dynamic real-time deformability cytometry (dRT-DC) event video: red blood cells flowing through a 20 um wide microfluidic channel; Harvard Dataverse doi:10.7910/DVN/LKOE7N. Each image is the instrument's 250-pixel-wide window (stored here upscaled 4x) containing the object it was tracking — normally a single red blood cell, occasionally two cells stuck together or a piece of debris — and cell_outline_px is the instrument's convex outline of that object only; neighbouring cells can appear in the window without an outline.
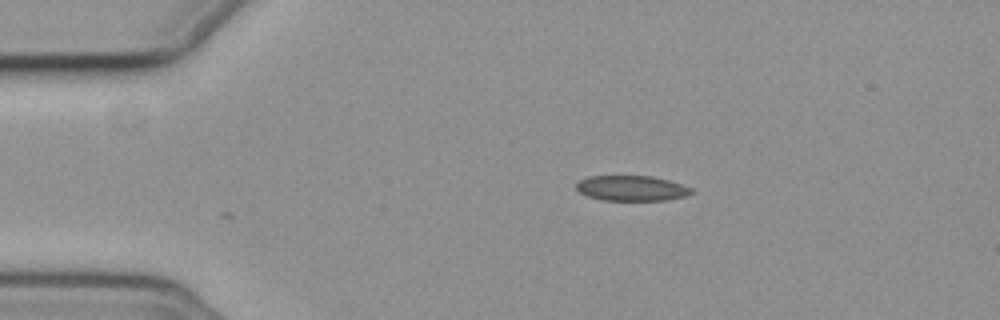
{"species": "common noctule bat (a hibernating species)", "species_latin": "Nyctalus noctula", "temperature_condition": "cold", "stored_images_in_passage": 25, "camera_frame_rate_fps": 3000, "um_per_image_px": 0.085, "animal": {"sex": "female", "body_mass_g": 19.3, "forearm_length_mm": 54.1}, "frame": {"image": 1, "passage_image": 1, "time_ms": 0.0, "image_size_px": [1000, 320], "cell_outline_px": [[692, 192], [684, 196], [664, 200], [604, 200], [588, 196], [580, 192], [576, 188], [576, 184], [580, 180], [588, 176], [652, 176], [668, 180], [692, 188]], "centroid_in_image_um": [53.66, 15.99], "position_along_channel_um": 31.3, "area_um2": 16.7}}
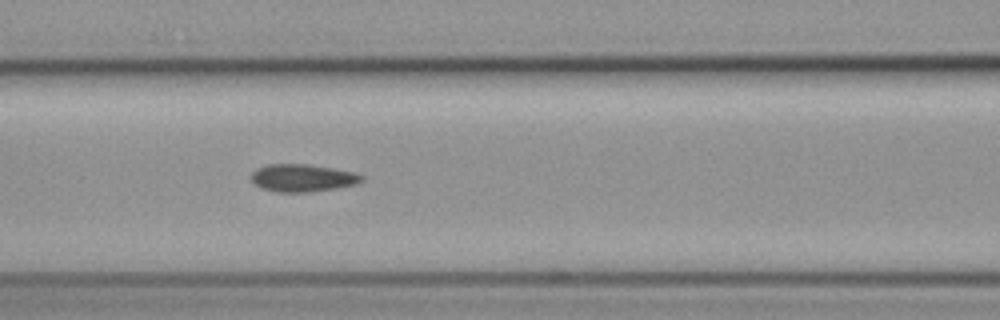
{"frame": {"image": 2, "passage_image": 14, "time_ms": 4.333, "image_size_px": [1000, 320], "cell_outline_px": [[364, 180], [356, 184], [336, 188], [308, 192], [276, 192], [260, 188], [252, 180], [252, 172], [256, 168], [268, 164], [308, 164], [356, 172], [364, 176]], "centroid_in_image_um": [25.73, 15.12], "position_along_channel_um": 140.9, "area_um2": 17.8}}
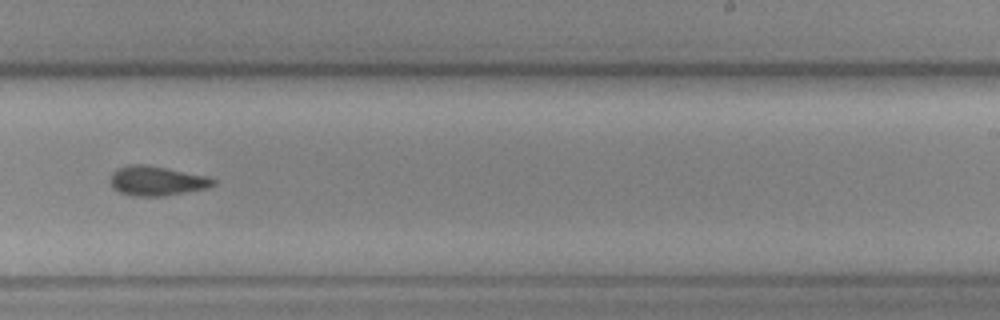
{"frame": {"image": 3, "passage_image": 25, "time_ms": 8.0, "image_size_px": [1000, 320], "cell_outline_px": [[216, 184], [208, 188], [164, 196], [136, 196], [120, 192], [112, 188], [108, 180], [112, 172], [120, 168], [132, 164], [144, 164], [208, 176], [216, 180]], "centroid_in_image_um": [13.32, 15.38], "position_along_channel_um": 275.7, "area_um2": 17.74}}